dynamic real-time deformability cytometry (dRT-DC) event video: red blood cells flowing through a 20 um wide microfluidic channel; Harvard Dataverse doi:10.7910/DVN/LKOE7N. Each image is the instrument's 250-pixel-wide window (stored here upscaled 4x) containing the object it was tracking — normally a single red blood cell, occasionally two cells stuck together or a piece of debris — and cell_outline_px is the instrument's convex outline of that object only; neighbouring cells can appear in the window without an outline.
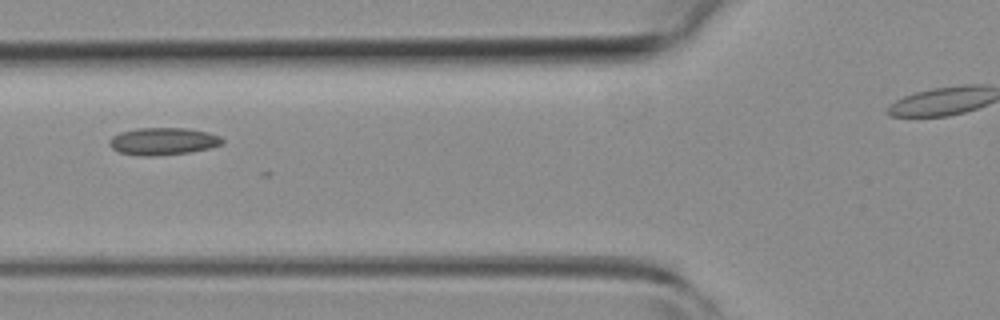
{"species": "common noctule bat (a hibernating species)", "species_latin": "Nyctalus noctula", "temperature_condition": "room temperature", "stored_images_in_passage": 26, "camera_frame_rate_fps": 3000, "um_per_image_px": 0.085, "animal": {"sex": "female", "body_mass_g": 19.3, "forearm_length_mm": 54.1}, "frame": {"image": 1, "passage_image": 4, "time_ms": 1.0, "image_size_px": [1000, 320], "cell_outline_px": [[224, 144], [208, 148], [188, 152], [152, 156], [144, 156], [120, 152], [112, 148], [108, 144], [108, 140], [112, 136], [120, 132], [136, 128], [188, 128], [208, 132], [220, 136], [224, 140]], "centroid_in_image_um": [13.85, 11.99], "position_along_channel_um": 111.9, "area_um2": 17.98}}
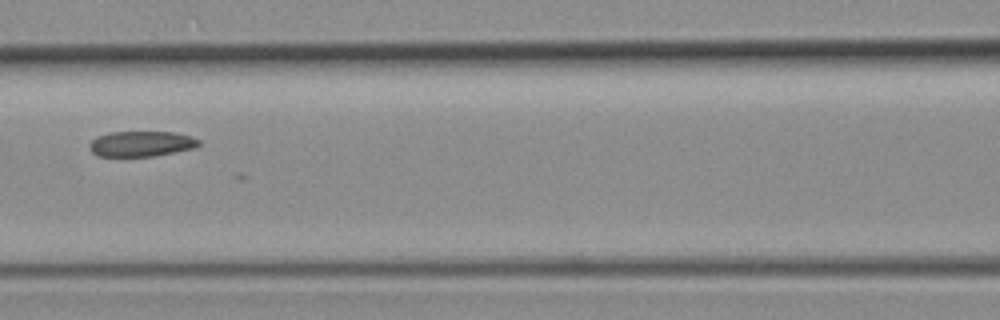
{"frame": {"image": 2, "passage_image": 7, "time_ms": 2.0, "image_size_px": [1000, 320], "cell_outline_px": [[200, 144], [192, 148], [152, 156], [96, 156], [92, 152], [88, 144], [96, 136], [108, 132], [176, 132], [192, 136], [200, 140]], "centroid_in_image_um": [11.97, 12.21], "position_along_channel_um": 154.6, "area_um2": 16.18}}
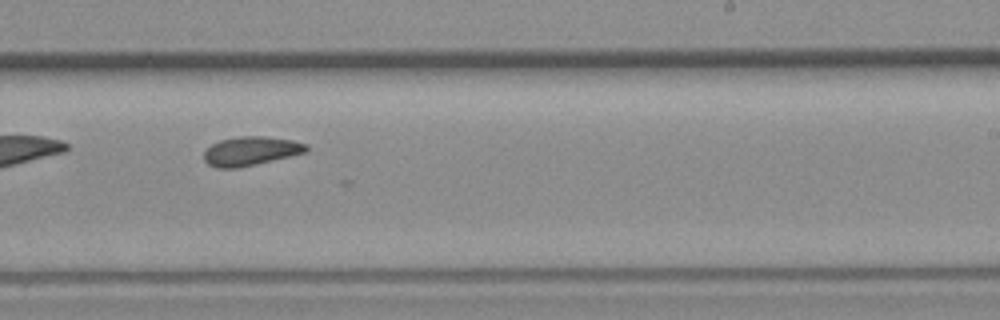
{"frame": {"image": 3, "passage_image": 15, "time_ms": 4.667, "image_size_px": [1000, 320], "cell_outline_px": [[308, 152], [236, 168], [216, 168], [208, 164], [204, 160], [204, 152], [212, 144], [220, 140], [236, 136], [264, 136], [292, 140], [308, 144]], "centroid_in_image_um": [21.32, 12.83], "position_along_channel_um": 267.7, "area_um2": 17.22}}